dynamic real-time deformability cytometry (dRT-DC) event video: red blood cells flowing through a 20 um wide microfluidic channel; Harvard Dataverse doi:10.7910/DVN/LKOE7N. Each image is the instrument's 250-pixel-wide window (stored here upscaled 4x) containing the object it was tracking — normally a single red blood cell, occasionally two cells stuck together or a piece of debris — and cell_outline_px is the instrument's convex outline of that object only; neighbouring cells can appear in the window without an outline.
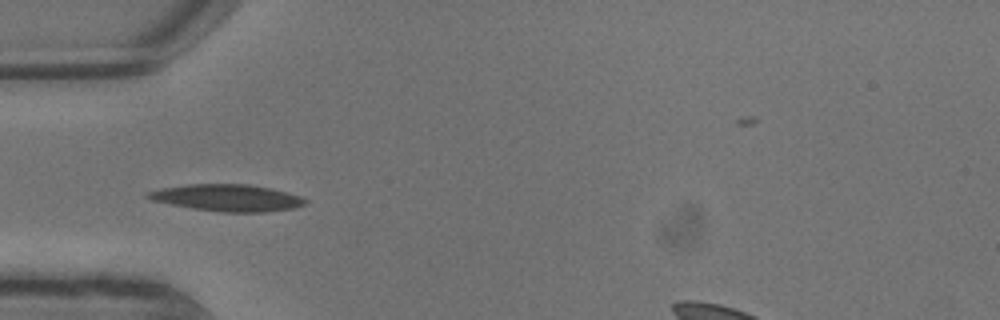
{"species": "common noctule bat (a hibernating species)", "species_latin": "Nyctalus noctula", "temperature_condition": "warm", "stored_images_in_passage": 6, "camera_frame_rate_fps": 3000, "um_per_image_px": 0.085, "animal": {"sex": "male", "body_mass_g": 13.3}, "frame": {"image": 1, "passage_image": 5, "time_ms": 1.333, "image_size_px": [1000, 320], "cell_outline_px": [[308, 200], [304, 204], [292, 208], [264, 212], [224, 212], [196, 208], [172, 204], [152, 200], [144, 196], [148, 192], [160, 188], [184, 184], [248, 184], [268, 188], [300, 196]], "centroid_in_image_um": [19.29, 16.8], "position_along_channel_um": 65.7, "area_um2": 24.16}}
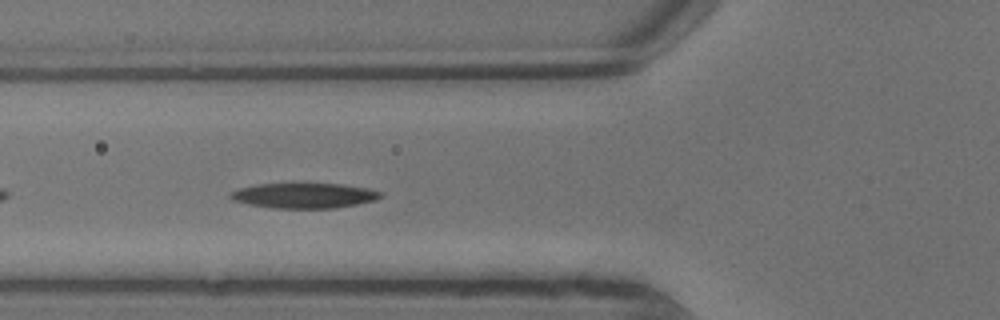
{"frame": {"image": 2, "passage_image": 6, "time_ms": 1.667, "image_size_px": [1000, 320], "cell_outline_px": [[384, 196], [376, 200], [336, 208], [272, 208], [248, 204], [232, 200], [228, 196], [228, 192], [240, 188], [256, 184], [292, 180], [304, 180], [344, 184], [368, 188], [384, 192]], "centroid_in_image_um": [25.84, 16.55], "position_along_channel_um": 100.0, "area_um2": 23.64}}